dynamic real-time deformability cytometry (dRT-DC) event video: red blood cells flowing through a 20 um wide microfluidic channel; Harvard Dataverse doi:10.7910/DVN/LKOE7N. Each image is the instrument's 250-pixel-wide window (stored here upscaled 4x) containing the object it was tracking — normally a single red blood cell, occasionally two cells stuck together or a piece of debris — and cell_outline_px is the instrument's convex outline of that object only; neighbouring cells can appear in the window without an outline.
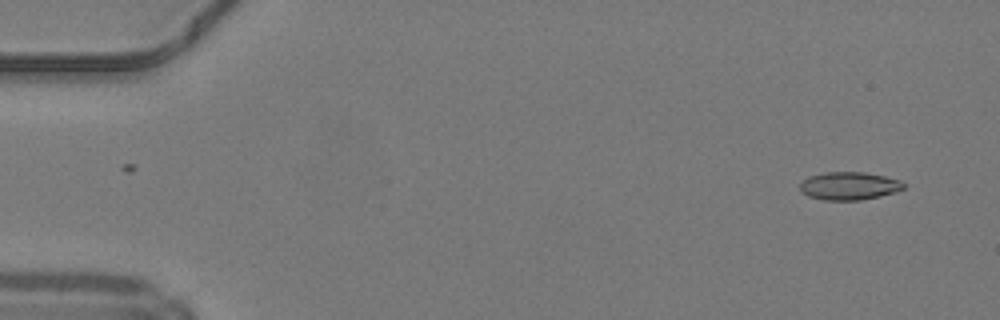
{"species": "common noctule bat (a hibernating species)", "species_latin": "Nyctalus noctula", "temperature_condition": "warm", "stored_images_in_passage": 49, "camera_frame_rate_fps": 3000, "um_per_image_px": 0.085, "animal": {"sex": "male", "body_mass_g": 19.2, "forearm_length_mm": 51.8}, "frame": {"image": 1, "passage_image": 3, "time_ms": 0.667, "image_size_px": [1000, 320], "cell_outline_px": [[904, 188], [896, 192], [880, 196], [860, 200], [824, 200], [808, 196], [800, 192], [800, 184], [808, 176], [824, 172], [864, 172], [884, 176], [900, 180], [904, 184]], "centroid_in_image_um": [72.16, 15.8], "position_along_channel_um": 12.8, "area_um2": 16.94}}
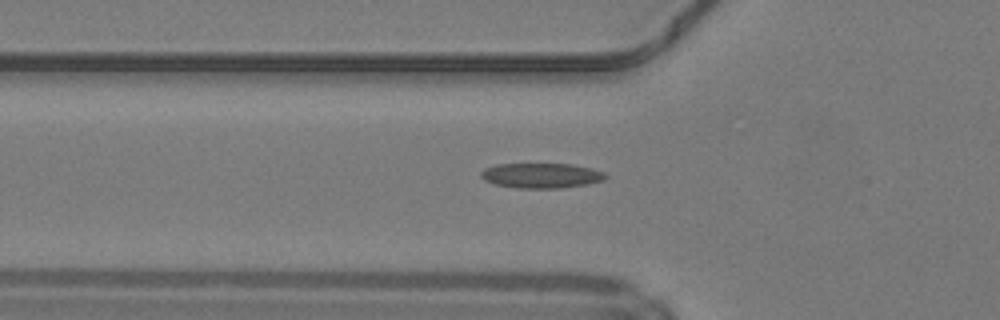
{"frame": {"image": 2, "passage_image": 17, "time_ms": 5.333, "image_size_px": [1000, 320], "cell_outline_px": [[608, 176], [604, 180], [588, 184], [560, 188], [516, 188], [496, 184], [484, 180], [480, 176], [480, 172], [484, 168], [496, 164], [572, 164], [592, 168], [604, 172]], "centroid_in_image_um": [46.02, 14.92], "position_along_channel_um": 79.8, "area_um2": 18.26}}
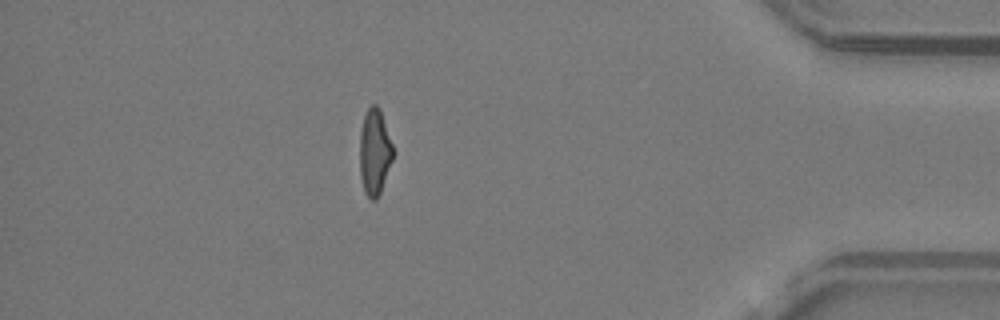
{"frame": {"image": 3, "passage_image": 43, "time_ms": 14.0, "image_size_px": [1000, 320], "cell_outline_px": [[392, 160], [380, 192], [376, 200], [372, 200], [364, 192], [360, 176], [360, 132], [364, 116], [368, 108], [372, 104], [376, 104], [380, 108], [392, 144]], "centroid_in_image_um": [31.82, 12.91], "position_along_channel_um": 403.4, "area_um2": 16.47}, "authors_computed_cell_mechanics": {"area_um2": 17.1666, "velocity_mm_per_s": 4.2357, "shape_relaxation_time_tau1_ms": 10.0466, "shape_relaxation_time_tau2_ms": 2.3144, "deformation_change_tau1": 0.2777, "deformation_change_tau2": 0.1022}}